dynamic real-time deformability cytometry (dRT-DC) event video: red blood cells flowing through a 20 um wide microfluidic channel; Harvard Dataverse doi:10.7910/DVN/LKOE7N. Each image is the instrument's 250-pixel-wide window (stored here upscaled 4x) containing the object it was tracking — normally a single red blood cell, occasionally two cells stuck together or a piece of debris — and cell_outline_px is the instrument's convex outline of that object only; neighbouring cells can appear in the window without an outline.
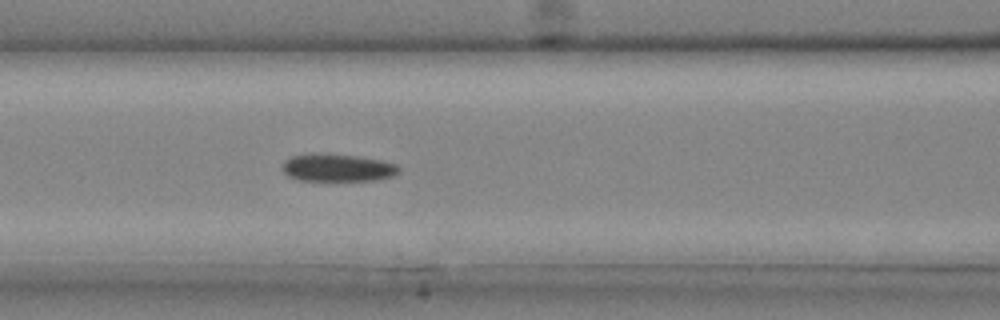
{"species": "common noctule bat (a hibernating species)", "species_latin": "Nyctalus noctula", "temperature_condition": "cold", "stored_images_in_passage": 28, "camera_frame_rate_fps": 3000, "um_per_image_px": 0.085, "animal": {"sex": "male", "body_mass_g": 20.4}, "frame": {"image": 1, "passage_image": 13, "time_ms": 4.0, "image_size_px": [1000, 320], "cell_outline_px": [[400, 168], [392, 176], [376, 180], [300, 180], [288, 176], [280, 168], [284, 160], [292, 156], [328, 152], [356, 156], [380, 160], [396, 164]], "centroid_in_image_um": [28.64, 14.24], "position_along_channel_um": 138.0, "area_um2": 18.73}}
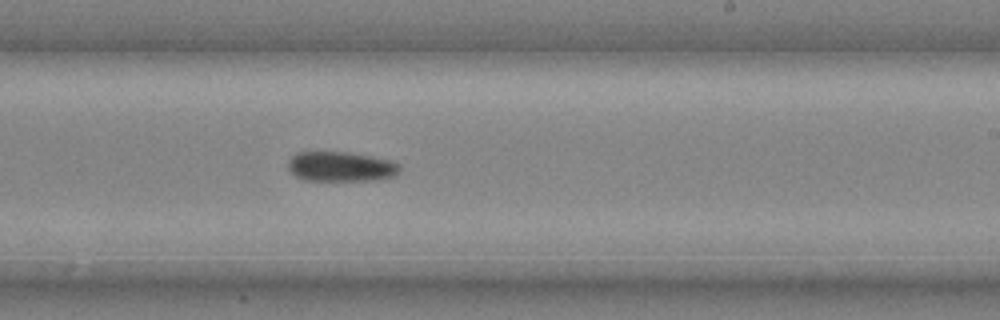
{"frame": {"image": 2, "passage_image": 19, "time_ms": 6.0, "image_size_px": [1000, 320], "cell_outline_px": [[400, 172], [396, 176], [372, 180], [304, 180], [296, 176], [288, 168], [288, 160], [296, 152], [348, 152], [372, 156], [392, 160], [400, 164]], "centroid_in_image_um": [29.01, 14.15], "position_along_channel_um": 260.0, "area_um2": 19.54}}
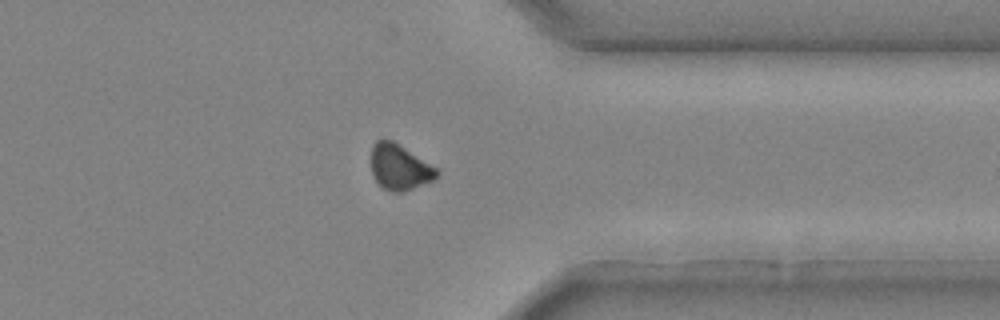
{"frame": {"image": 3, "passage_image": 25, "time_ms": 8.0, "image_size_px": [1000, 320], "cell_outline_px": [[440, 172], [432, 180], [404, 192], [392, 192], [384, 188], [376, 180], [372, 172], [372, 144], [376, 140], [392, 140], [436, 168]], "centroid_in_image_um": [33.94, 14.21], "position_along_channel_um": 377.5, "area_um2": 16.99}}